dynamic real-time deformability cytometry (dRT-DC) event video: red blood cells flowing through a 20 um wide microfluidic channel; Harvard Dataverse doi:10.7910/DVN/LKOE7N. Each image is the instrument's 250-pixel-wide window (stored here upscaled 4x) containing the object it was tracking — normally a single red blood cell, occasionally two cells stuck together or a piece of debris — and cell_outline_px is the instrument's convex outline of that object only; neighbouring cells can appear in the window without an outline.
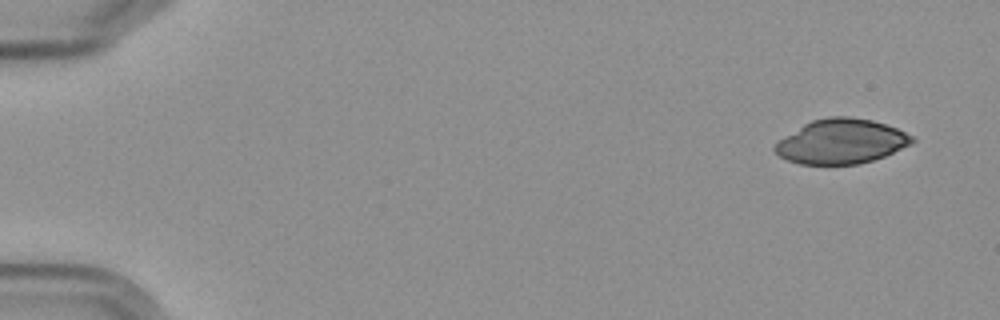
{"species": "Egyptian fruit bat (a non-hibernating species)", "species_latin": "Rousettus aegyptiacus", "temperature_condition": "cold", "stored_images_in_passage": 5, "camera_frame_rate_fps": 3000, "um_per_image_px": 0.085, "frame": {"image": 1, "passage_image": 1, "time_ms": 0.0, "image_size_px": [1000, 320], "cell_outline_px": [[916, 140], [912, 144], [884, 156], [860, 164], [800, 164], [788, 160], [780, 156], [772, 148], [780, 140], [804, 124], [812, 120], [828, 116], [848, 116], [872, 120], [896, 128], [912, 136]], "centroid_in_image_um": [71.52, 12.02], "position_along_channel_um": 13.5, "area_um2": 35.37}}